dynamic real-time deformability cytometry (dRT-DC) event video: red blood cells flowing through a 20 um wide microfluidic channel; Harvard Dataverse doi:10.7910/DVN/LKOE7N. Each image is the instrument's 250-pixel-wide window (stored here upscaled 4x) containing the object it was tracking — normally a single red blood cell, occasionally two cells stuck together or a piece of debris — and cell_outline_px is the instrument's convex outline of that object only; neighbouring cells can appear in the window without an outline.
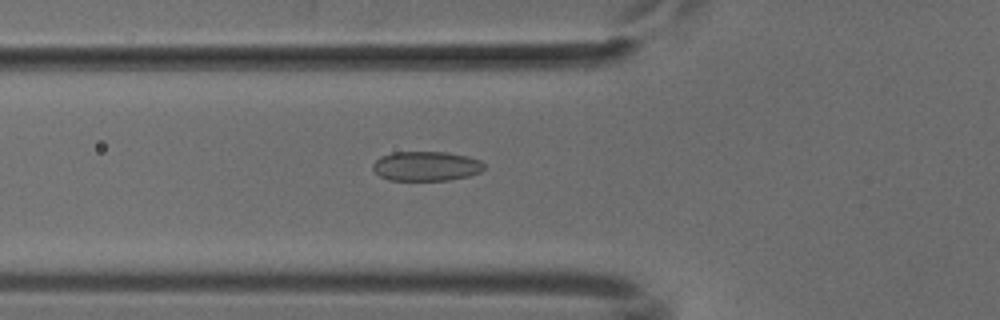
{"species": "common noctule bat (a hibernating species)", "species_latin": "Nyctalus noctula", "temperature_condition": "cold", "stored_images_in_passage": 52, "camera_frame_rate_fps": 3000, "um_per_image_px": 0.085, "animal": {"sex": "male", "body_mass_g": 18.8}, "frame": {"image": 1, "passage_image": 19, "time_ms": 6.0, "image_size_px": [1000, 320], "cell_outline_px": [[484, 168], [480, 172], [468, 176], [448, 180], [388, 180], [380, 176], [372, 168], [372, 164], [380, 156], [392, 152], [444, 152], [468, 156], [480, 160], [484, 164]], "centroid_in_image_um": [36.21, 14.12], "position_along_channel_um": 89.6, "area_um2": 19.19}}
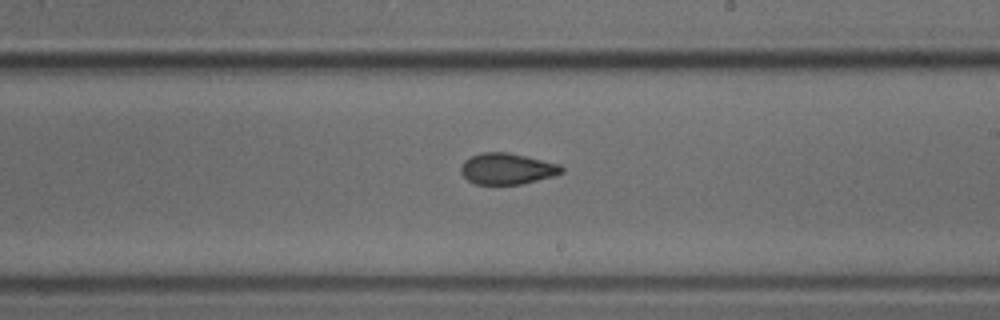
{"frame": {"image": 2, "passage_image": 31, "time_ms": 10.0, "image_size_px": [1000, 320], "cell_outline_px": [[564, 172], [552, 176], [520, 184], [476, 184], [468, 180], [460, 172], [460, 168], [464, 160], [480, 152], [508, 152], [560, 164], [564, 168]], "centroid_in_image_um": [43.09, 14.33], "position_along_channel_um": 245.9, "area_um2": 18.21}}
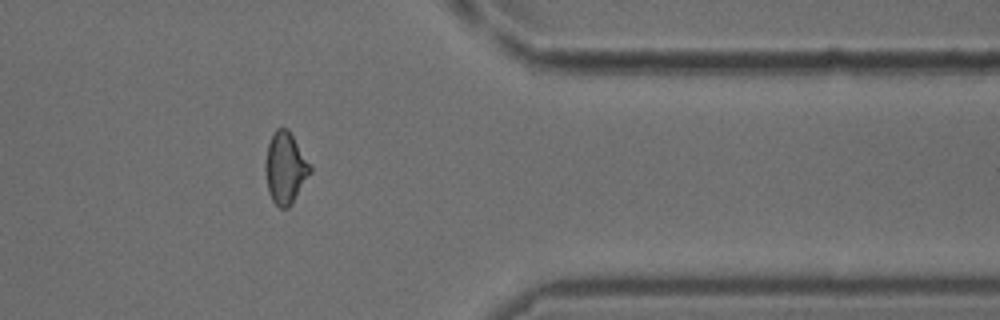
{"frame": {"image": 3, "passage_image": 43, "time_ms": 14.0, "image_size_px": [1000, 320], "cell_outline_px": [[312, 172], [292, 204], [288, 208], [280, 208], [272, 200], [268, 192], [264, 168], [264, 164], [268, 144], [276, 128], [288, 128], [312, 168]], "centroid_in_image_um": [24.25, 14.3], "position_along_channel_um": 387.2, "area_um2": 18.73}}